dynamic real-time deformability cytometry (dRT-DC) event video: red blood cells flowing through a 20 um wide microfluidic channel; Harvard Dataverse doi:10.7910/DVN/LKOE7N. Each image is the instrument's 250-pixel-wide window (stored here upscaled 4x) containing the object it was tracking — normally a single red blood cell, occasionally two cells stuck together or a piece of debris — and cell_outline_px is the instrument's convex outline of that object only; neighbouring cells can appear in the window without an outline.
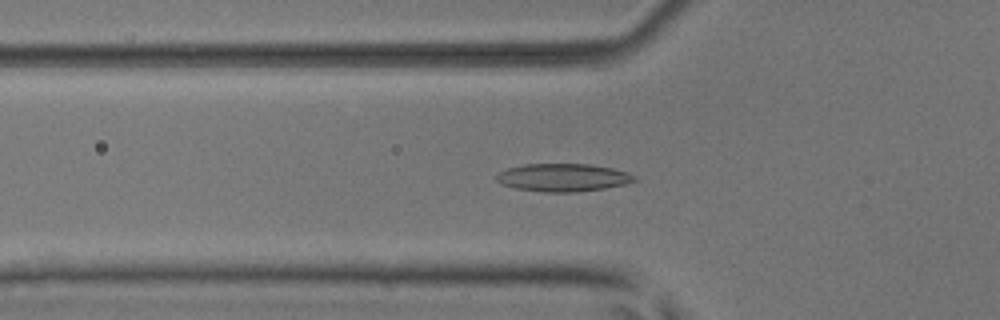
{"species": "common noctule bat (a hibernating species)", "species_latin": "Nyctalus noctula", "temperature_condition": "room temperature", "stored_images_in_passage": 33, "camera_frame_rate_fps": 3000, "um_per_image_px": 0.085, "animal": {"sex": "male", "body_mass_g": 17.9, "forearm_length_mm": 54.2}, "frame": {"image": 1, "passage_image": 18, "time_ms": 5.667, "image_size_px": [1000, 320], "cell_outline_px": [[636, 180], [624, 184], [604, 188], [572, 192], [544, 192], [516, 188], [504, 184], [496, 180], [496, 176], [500, 172], [508, 168], [524, 164], [592, 164], [612, 168], [628, 172], [636, 176]], "centroid_in_image_um": [47.88, 15.08], "position_along_channel_um": 77.9, "area_um2": 22.2}}
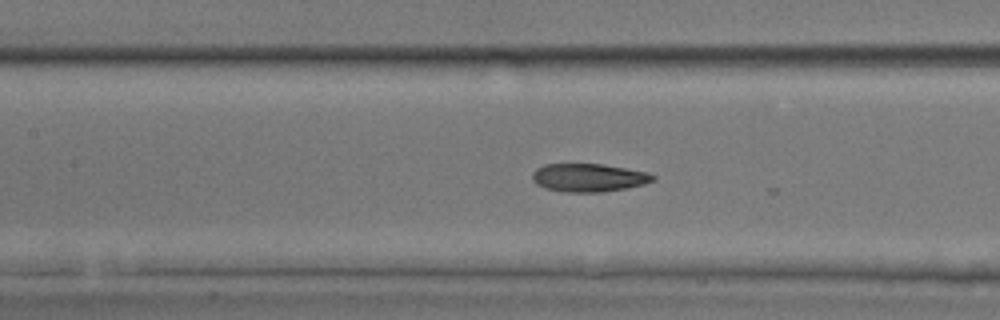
{"frame": {"image": 2, "passage_image": 24, "time_ms": 7.667, "image_size_px": [1000, 320], "cell_outline_px": [[656, 180], [644, 184], [628, 188], [600, 192], [564, 192], [544, 188], [536, 184], [532, 180], [532, 172], [536, 168], [544, 164], [604, 164], [648, 172], [656, 176]], "centroid_in_image_um": [50.04, 15.1], "position_along_channel_um": 157.4, "area_um2": 20.06}}
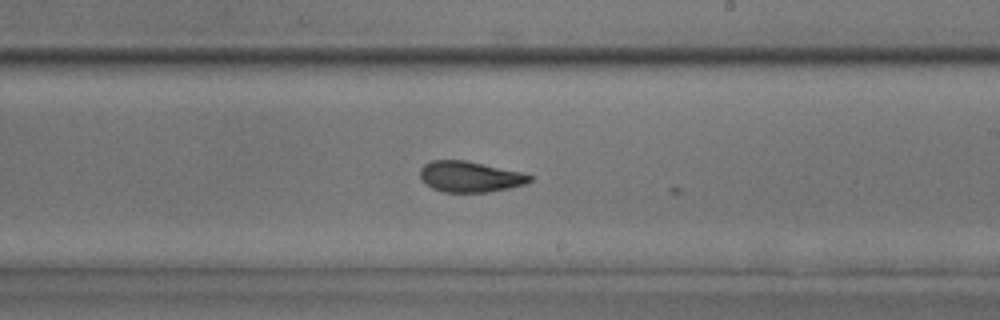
{"frame": {"image": 3, "passage_image": 31, "time_ms": 10.0, "image_size_px": [1000, 320], "cell_outline_px": [[532, 180], [524, 184], [508, 188], [488, 192], [444, 192], [432, 188], [420, 180], [420, 168], [424, 164], [432, 160], [464, 160], [520, 172], [532, 176]], "centroid_in_image_um": [39.89, 15.02], "position_along_channel_um": 249.1, "area_um2": 19.54}}